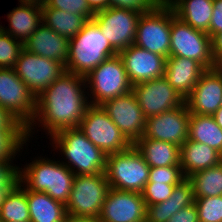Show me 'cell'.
I'll return each instance as SVG.
<instances>
[{"instance_id":"1","label":"cell","mask_w":222,"mask_h":222,"mask_svg":"<svg viewBox=\"0 0 222 222\" xmlns=\"http://www.w3.org/2000/svg\"><path fill=\"white\" fill-rule=\"evenodd\" d=\"M85 83L84 77L66 71L37 96L36 114L27 127V138L38 122L51 136L66 128L79 127L90 106L84 92Z\"/></svg>"},{"instance_id":"2","label":"cell","mask_w":222,"mask_h":222,"mask_svg":"<svg viewBox=\"0 0 222 222\" xmlns=\"http://www.w3.org/2000/svg\"><path fill=\"white\" fill-rule=\"evenodd\" d=\"M116 55L118 52L102 35L98 25L89 20L81 32L69 40L65 69L85 78L101 62Z\"/></svg>"},{"instance_id":"3","label":"cell","mask_w":222,"mask_h":222,"mask_svg":"<svg viewBox=\"0 0 222 222\" xmlns=\"http://www.w3.org/2000/svg\"><path fill=\"white\" fill-rule=\"evenodd\" d=\"M64 154L65 164L75 175L105 173L107 155L96 147L78 128H66L50 136ZM76 169V170H75Z\"/></svg>"},{"instance_id":"4","label":"cell","mask_w":222,"mask_h":222,"mask_svg":"<svg viewBox=\"0 0 222 222\" xmlns=\"http://www.w3.org/2000/svg\"><path fill=\"white\" fill-rule=\"evenodd\" d=\"M20 169L19 180L27 190L47 193L66 205L75 174L65 164L40 157Z\"/></svg>"},{"instance_id":"5","label":"cell","mask_w":222,"mask_h":222,"mask_svg":"<svg viewBox=\"0 0 222 222\" xmlns=\"http://www.w3.org/2000/svg\"><path fill=\"white\" fill-rule=\"evenodd\" d=\"M105 175L110 188L141 193L149 181L150 166L132 145L126 151L107 155Z\"/></svg>"},{"instance_id":"6","label":"cell","mask_w":222,"mask_h":222,"mask_svg":"<svg viewBox=\"0 0 222 222\" xmlns=\"http://www.w3.org/2000/svg\"><path fill=\"white\" fill-rule=\"evenodd\" d=\"M169 57L180 56L196 60L206 69L216 67L212 54V38L196 30L175 15L171 7V33Z\"/></svg>"},{"instance_id":"7","label":"cell","mask_w":222,"mask_h":222,"mask_svg":"<svg viewBox=\"0 0 222 222\" xmlns=\"http://www.w3.org/2000/svg\"><path fill=\"white\" fill-rule=\"evenodd\" d=\"M85 80V87L90 88L93 98L90 105H101L109 99L126 95L133 87L119 55L101 62L85 77Z\"/></svg>"},{"instance_id":"8","label":"cell","mask_w":222,"mask_h":222,"mask_svg":"<svg viewBox=\"0 0 222 222\" xmlns=\"http://www.w3.org/2000/svg\"><path fill=\"white\" fill-rule=\"evenodd\" d=\"M109 189L105 173L75 175L66 213L75 217L98 218Z\"/></svg>"},{"instance_id":"9","label":"cell","mask_w":222,"mask_h":222,"mask_svg":"<svg viewBox=\"0 0 222 222\" xmlns=\"http://www.w3.org/2000/svg\"><path fill=\"white\" fill-rule=\"evenodd\" d=\"M171 33V5L157 4L141 13L134 44L150 52L169 57Z\"/></svg>"},{"instance_id":"10","label":"cell","mask_w":222,"mask_h":222,"mask_svg":"<svg viewBox=\"0 0 222 222\" xmlns=\"http://www.w3.org/2000/svg\"><path fill=\"white\" fill-rule=\"evenodd\" d=\"M78 128L106 155L126 151L132 146L101 105H90Z\"/></svg>"},{"instance_id":"11","label":"cell","mask_w":222,"mask_h":222,"mask_svg":"<svg viewBox=\"0 0 222 222\" xmlns=\"http://www.w3.org/2000/svg\"><path fill=\"white\" fill-rule=\"evenodd\" d=\"M140 16V12L110 6L106 10L96 12L92 20L119 53L134 44Z\"/></svg>"},{"instance_id":"12","label":"cell","mask_w":222,"mask_h":222,"mask_svg":"<svg viewBox=\"0 0 222 222\" xmlns=\"http://www.w3.org/2000/svg\"><path fill=\"white\" fill-rule=\"evenodd\" d=\"M13 69L35 97L66 72L65 65L60 61L42 57L24 48Z\"/></svg>"},{"instance_id":"13","label":"cell","mask_w":222,"mask_h":222,"mask_svg":"<svg viewBox=\"0 0 222 222\" xmlns=\"http://www.w3.org/2000/svg\"><path fill=\"white\" fill-rule=\"evenodd\" d=\"M0 106L9 110L26 127L36 114V97L13 68H0Z\"/></svg>"},{"instance_id":"14","label":"cell","mask_w":222,"mask_h":222,"mask_svg":"<svg viewBox=\"0 0 222 222\" xmlns=\"http://www.w3.org/2000/svg\"><path fill=\"white\" fill-rule=\"evenodd\" d=\"M132 93L146 119L184 104L182 96L164 76L134 85Z\"/></svg>"},{"instance_id":"15","label":"cell","mask_w":222,"mask_h":222,"mask_svg":"<svg viewBox=\"0 0 222 222\" xmlns=\"http://www.w3.org/2000/svg\"><path fill=\"white\" fill-rule=\"evenodd\" d=\"M101 106L132 145L144 135L146 118L132 91L109 99Z\"/></svg>"},{"instance_id":"16","label":"cell","mask_w":222,"mask_h":222,"mask_svg":"<svg viewBox=\"0 0 222 222\" xmlns=\"http://www.w3.org/2000/svg\"><path fill=\"white\" fill-rule=\"evenodd\" d=\"M190 113L186 104L146 119L144 135L141 138L174 143L178 146L188 139Z\"/></svg>"},{"instance_id":"17","label":"cell","mask_w":222,"mask_h":222,"mask_svg":"<svg viewBox=\"0 0 222 222\" xmlns=\"http://www.w3.org/2000/svg\"><path fill=\"white\" fill-rule=\"evenodd\" d=\"M100 222H146V205L140 192L109 189Z\"/></svg>"},{"instance_id":"18","label":"cell","mask_w":222,"mask_h":222,"mask_svg":"<svg viewBox=\"0 0 222 222\" xmlns=\"http://www.w3.org/2000/svg\"><path fill=\"white\" fill-rule=\"evenodd\" d=\"M222 102V70L219 67L207 69L184 99L190 114L212 116Z\"/></svg>"},{"instance_id":"19","label":"cell","mask_w":222,"mask_h":222,"mask_svg":"<svg viewBox=\"0 0 222 222\" xmlns=\"http://www.w3.org/2000/svg\"><path fill=\"white\" fill-rule=\"evenodd\" d=\"M125 70L131 84L153 80L164 76L167 58L140 48L135 44L120 51Z\"/></svg>"},{"instance_id":"20","label":"cell","mask_w":222,"mask_h":222,"mask_svg":"<svg viewBox=\"0 0 222 222\" xmlns=\"http://www.w3.org/2000/svg\"><path fill=\"white\" fill-rule=\"evenodd\" d=\"M207 69L190 58L168 57L164 77L169 84L185 99Z\"/></svg>"},{"instance_id":"21","label":"cell","mask_w":222,"mask_h":222,"mask_svg":"<svg viewBox=\"0 0 222 222\" xmlns=\"http://www.w3.org/2000/svg\"><path fill=\"white\" fill-rule=\"evenodd\" d=\"M23 47L31 53L60 61L64 65L69 57V40L43 23L25 41Z\"/></svg>"},{"instance_id":"22","label":"cell","mask_w":222,"mask_h":222,"mask_svg":"<svg viewBox=\"0 0 222 222\" xmlns=\"http://www.w3.org/2000/svg\"><path fill=\"white\" fill-rule=\"evenodd\" d=\"M221 162L222 155L206 144L187 139L180 147V166L185 178Z\"/></svg>"},{"instance_id":"23","label":"cell","mask_w":222,"mask_h":222,"mask_svg":"<svg viewBox=\"0 0 222 222\" xmlns=\"http://www.w3.org/2000/svg\"><path fill=\"white\" fill-rule=\"evenodd\" d=\"M194 200L192 183L186 178L174 187L166 201L146 206V222H168L182 208L193 204Z\"/></svg>"},{"instance_id":"24","label":"cell","mask_w":222,"mask_h":222,"mask_svg":"<svg viewBox=\"0 0 222 222\" xmlns=\"http://www.w3.org/2000/svg\"><path fill=\"white\" fill-rule=\"evenodd\" d=\"M7 18L10 28L4 32L24 44L42 23L41 4L20 2Z\"/></svg>"},{"instance_id":"25","label":"cell","mask_w":222,"mask_h":222,"mask_svg":"<svg viewBox=\"0 0 222 222\" xmlns=\"http://www.w3.org/2000/svg\"><path fill=\"white\" fill-rule=\"evenodd\" d=\"M133 145L150 167L180 165V146L174 143L139 138Z\"/></svg>"},{"instance_id":"26","label":"cell","mask_w":222,"mask_h":222,"mask_svg":"<svg viewBox=\"0 0 222 222\" xmlns=\"http://www.w3.org/2000/svg\"><path fill=\"white\" fill-rule=\"evenodd\" d=\"M213 2L214 0H174L170 5L182 21L209 35Z\"/></svg>"},{"instance_id":"27","label":"cell","mask_w":222,"mask_h":222,"mask_svg":"<svg viewBox=\"0 0 222 222\" xmlns=\"http://www.w3.org/2000/svg\"><path fill=\"white\" fill-rule=\"evenodd\" d=\"M30 222H63L66 205L52 199L47 193L26 189Z\"/></svg>"},{"instance_id":"28","label":"cell","mask_w":222,"mask_h":222,"mask_svg":"<svg viewBox=\"0 0 222 222\" xmlns=\"http://www.w3.org/2000/svg\"><path fill=\"white\" fill-rule=\"evenodd\" d=\"M42 23L68 40L81 32L89 21L86 17L62 9L41 8Z\"/></svg>"},{"instance_id":"29","label":"cell","mask_w":222,"mask_h":222,"mask_svg":"<svg viewBox=\"0 0 222 222\" xmlns=\"http://www.w3.org/2000/svg\"><path fill=\"white\" fill-rule=\"evenodd\" d=\"M188 139L206 144L222 155V129L213 116L190 114Z\"/></svg>"},{"instance_id":"30","label":"cell","mask_w":222,"mask_h":222,"mask_svg":"<svg viewBox=\"0 0 222 222\" xmlns=\"http://www.w3.org/2000/svg\"><path fill=\"white\" fill-rule=\"evenodd\" d=\"M187 179L192 183L194 199L221 196L222 162L217 166L195 172Z\"/></svg>"},{"instance_id":"31","label":"cell","mask_w":222,"mask_h":222,"mask_svg":"<svg viewBox=\"0 0 222 222\" xmlns=\"http://www.w3.org/2000/svg\"><path fill=\"white\" fill-rule=\"evenodd\" d=\"M0 218L2 222H30L26 188L20 182L0 208Z\"/></svg>"},{"instance_id":"32","label":"cell","mask_w":222,"mask_h":222,"mask_svg":"<svg viewBox=\"0 0 222 222\" xmlns=\"http://www.w3.org/2000/svg\"><path fill=\"white\" fill-rule=\"evenodd\" d=\"M27 140V131H0V161L15 159Z\"/></svg>"},{"instance_id":"33","label":"cell","mask_w":222,"mask_h":222,"mask_svg":"<svg viewBox=\"0 0 222 222\" xmlns=\"http://www.w3.org/2000/svg\"><path fill=\"white\" fill-rule=\"evenodd\" d=\"M199 222H222V195L195 198Z\"/></svg>"},{"instance_id":"34","label":"cell","mask_w":222,"mask_h":222,"mask_svg":"<svg viewBox=\"0 0 222 222\" xmlns=\"http://www.w3.org/2000/svg\"><path fill=\"white\" fill-rule=\"evenodd\" d=\"M11 161H0V208L7 196L20 182V168L19 166H13L14 164Z\"/></svg>"},{"instance_id":"35","label":"cell","mask_w":222,"mask_h":222,"mask_svg":"<svg viewBox=\"0 0 222 222\" xmlns=\"http://www.w3.org/2000/svg\"><path fill=\"white\" fill-rule=\"evenodd\" d=\"M23 48L22 42L3 31L0 34V68H13Z\"/></svg>"},{"instance_id":"36","label":"cell","mask_w":222,"mask_h":222,"mask_svg":"<svg viewBox=\"0 0 222 222\" xmlns=\"http://www.w3.org/2000/svg\"><path fill=\"white\" fill-rule=\"evenodd\" d=\"M41 8L62 9L67 12L79 14L92 20L95 13L90 9L87 0H44Z\"/></svg>"},{"instance_id":"37","label":"cell","mask_w":222,"mask_h":222,"mask_svg":"<svg viewBox=\"0 0 222 222\" xmlns=\"http://www.w3.org/2000/svg\"><path fill=\"white\" fill-rule=\"evenodd\" d=\"M178 184H163L160 182H147L142 197L145 205H154L166 201L172 194L174 187Z\"/></svg>"},{"instance_id":"38","label":"cell","mask_w":222,"mask_h":222,"mask_svg":"<svg viewBox=\"0 0 222 222\" xmlns=\"http://www.w3.org/2000/svg\"><path fill=\"white\" fill-rule=\"evenodd\" d=\"M185 178L180 165L165 167H150L148 182H160L163 184H180Z\"/></svg>"},{"instance_id":"39","label":"cell","mask_w":222,"mask_h":222,"mask_svg":"<svg viewBox=\"0 0 222 222\" xmlns=\"http://www.w3.org/2000/svg\"><path fill=\"white\" fill-rule=\"evenodd\" d=\"M156 5L155 0H110L111 7L124 8L140 13L147 12Z\"/></svg>"},{"instance_id":"40","label":"cell","mask_w":222,"mask_h":222,"mask_svg":"<svg viewBox=\"0 0 222 222\" xmlns=\"http://www.w3.org/2000/svg\"><path fill=\"white\" fill-rule=\"evenodd\" d=\"M0 131H27V127L9 110L0 106Z\"/></svg>"},{"instance_id":"41","label":"cell","mask_w":222,"mask_h":222,"mask_svg":"<svg viewBox=\"0 0 222 222\" xmlns=\"http://www.w3.org/2000/svg\"><path fill=\"white\" fill-rule=\"evenodd\" d=\"M213 7L214 9L209 27V36L211 38L222 32V0H214Z\"/></svg>"},{"instance_id":"42","label":"cell","mask_w":222,"mask_h":222,"mask_svg":"<svg viewBox=\"0 0 222 222\" xmlns=\"http://www.w3.org/2000/svg\"><path fill=\"white\" fill-rule=\"evenodd\" d=\"M168 222H199L195 203L182 208L178 213L174 214Z\"/></svg>"},{"instance_id":"43","label":"cell","mask_w":222,"mask_h":222,"mask_svg":"<svg viewBox=\"0 0 222 222\" xmlns=\"http://www.w3.org/2000/svg\"><path fill=\"white\" fill-rule=\"evenodd\" d=\"M212 54L216 67H219L222 64V32L212 38Z\"/></svg>"},{"instance_id":"44","label":"cell","mask_w":222,"mask_h":222,"mask_svg":"<svg viewBox=\"0 0 222 222\" xmlns=\"http://www.w3.org/2000/svg\"><path fill=\"white\" fill-rule=\"evenodd\" d=\"M90 9L96 13L110 7V0H87Z\"/></svg>"},{"instance_id":"45","label":"cell","mask_w":222,"mask_h":222,"mask_svg":"<svg viewBox=\"0 0 222 222\" xmlns=\"http://www.w3.org/2000/svg\"><path fill=\"white\" fill-rule=\"evenodd\" d=\"M63 222H100L98 218L93 217H75L66 215Z\"/></svg>"},{"instance_id":"46","label":"cell","mask_w":222,"mask_h":222,"mask_svg":"<svg viewBox=\"0 0 222 222\" xmlns=\"http://www.w3.org/2000/svg\"><path fill=\"white\" fill-rule=\"evenodd\" d=\"M212 116L214 117L217 125L222 129V107H220Z\"/></svg>"},{"instance_id":"47","label":"cell","mask_w":222,"mask_h":222,"mask_svg":"<svg viewBox=\"0 0 222 222\" xmlns=\"http://www.w3.org/2000/svg\"><path fill=\"white\" fill-rule=\"evenodd\" d=\"M174 0H155L157 4L170 5Z\"/></svg>"},{"instance_id":"48","label":"cell","mask_w":222,"mask_h":222,"mask_svg":"<svg viewBox=\"0 0 222 222\" xmlns=\"http://www.w3.org/2000/svg\"><path fill=\"white\" fill-rule=\"evenodd\" d=\"M19 2L43 4L44 0H19Z\"/></svg>"},{"instance_id":"49","label":"cell","mask_w":222,"mask_h":222,"mask_svg":"<svg viewBox=\"0 0 222 222\" xmlns=\"http://www.w3.org/2000/svg\"><path fill=\"white\" fill-rule=\"evenodd\" d=\"M4 31V27L0 25V34Z\"/></svg>"}]
</instances>
